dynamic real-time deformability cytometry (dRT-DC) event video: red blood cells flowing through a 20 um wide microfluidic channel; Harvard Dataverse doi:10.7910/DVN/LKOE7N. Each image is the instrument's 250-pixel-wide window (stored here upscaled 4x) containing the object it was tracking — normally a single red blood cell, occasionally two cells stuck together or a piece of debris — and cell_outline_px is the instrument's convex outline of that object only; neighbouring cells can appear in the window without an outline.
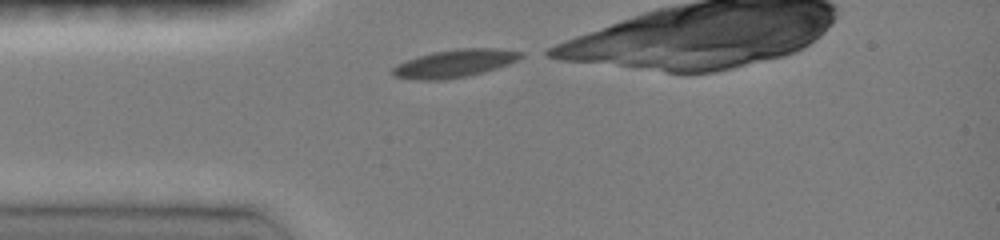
{"species": "common noctule bat (a hibernating species)", "species_latin": "Nyctalus noctula", "temperature_condition": "room temperature", "stored_images_in_passage": 6, "camera_frame_rate_fps": 3000, "um_per_image_px": 0.085, "animal": {"sex": "female", "body_mass_g": 19.0, "forearm_length_mm": 51.5}, "frame": {"image": 1, "passage_image": 1, "time_ms": 0.0, "image_size_px": [1000, 240], "cell_outline_px": [[524, 56], [508, 64], [484, 72], [444, 80], [420, 80], [392, 76], [392, 68], [396, 64], [432, 52], [456, 48], [496, 48], [524, 52]], "centroid_in_image_um": [38.65, 5.38], "position_along_channel_um": 46.4, "area_um2": 20.69}}